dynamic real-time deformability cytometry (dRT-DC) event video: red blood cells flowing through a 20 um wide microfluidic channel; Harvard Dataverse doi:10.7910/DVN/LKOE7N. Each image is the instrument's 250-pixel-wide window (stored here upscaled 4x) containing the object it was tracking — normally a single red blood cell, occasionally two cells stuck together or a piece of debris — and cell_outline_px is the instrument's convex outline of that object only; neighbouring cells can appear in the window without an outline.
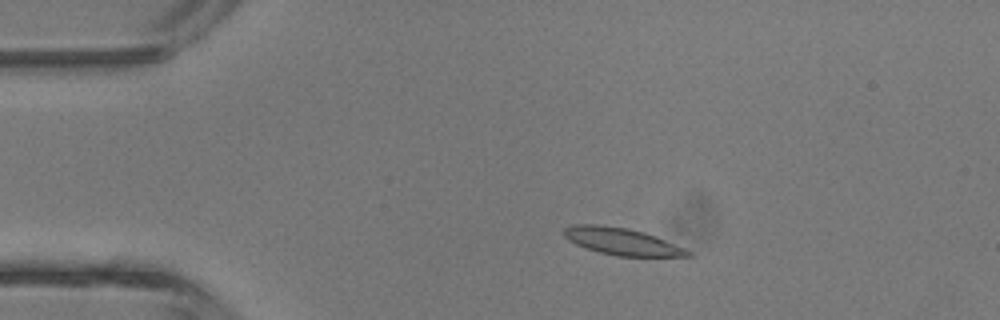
{"species": "common noctule bat (a hibernating species)", "species_latin": "Nyctalus noctula", "temperature_condition": "room temperature", "stored_images_in_passage": 3, "camera_frame_rate_fps": 3000, "um_per_image_px": 0.085, "animal": {"sex": "male", "body_mass_g": 13.3}, "frame": {"image": 1, "passage_image": 2, "time_ms": 1.333, "image_size_px": [1000, 320], "cell_outline_px": [[692, 256], [616, 256], [600, 252], [576, 244], [568, 240], [564, 236], [564, 228], [572, 224], [596, 224], [628, 228], [644, 232], [656, 236], [684, 248], [692, 252]], "centroid_in_image_um": [52.85, 20.51], "position_along_channel_um": 32.2, "area_um2": 19.36}}